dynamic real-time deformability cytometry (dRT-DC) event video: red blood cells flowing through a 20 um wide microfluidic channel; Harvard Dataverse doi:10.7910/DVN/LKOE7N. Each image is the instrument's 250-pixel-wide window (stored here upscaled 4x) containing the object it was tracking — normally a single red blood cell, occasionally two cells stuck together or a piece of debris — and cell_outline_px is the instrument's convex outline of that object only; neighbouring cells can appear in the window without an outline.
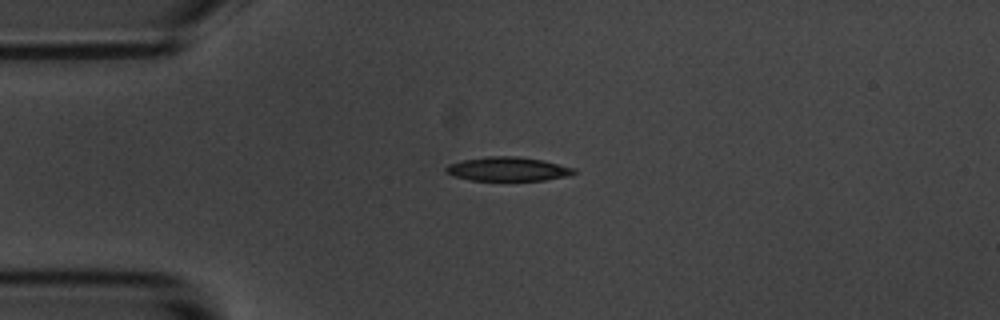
{"species": "common noctule bat (a hibernating species)", "species_latin": "Nyctalus noctula", "temperature_condition": "room temperature", "stored_images_in_passage": 2, "camera_frame_rate_fps": 3000, "um_per_image_px": 0.085, "animal": {"sex": "male", "body_mass_g": 20.1, "forearm_length_mm": 53.5}, "frame": {"image": 1, "passage_image": 1, "time_ms": 0.0, "image_size_px": [1000, 320], "cell_outline_px": [[576, 172], [572, 176], [544, 180], [472, 180], [452, 176], [444, 172], [444, 168], [448, 164], [464, 160], [488, 156], [516, 156], [540, 160], [576, 168]], "centroid_in_image_um": [43.16, 14.37], "position_along_channel_um": 41.8, "area_um2": 17.92}}